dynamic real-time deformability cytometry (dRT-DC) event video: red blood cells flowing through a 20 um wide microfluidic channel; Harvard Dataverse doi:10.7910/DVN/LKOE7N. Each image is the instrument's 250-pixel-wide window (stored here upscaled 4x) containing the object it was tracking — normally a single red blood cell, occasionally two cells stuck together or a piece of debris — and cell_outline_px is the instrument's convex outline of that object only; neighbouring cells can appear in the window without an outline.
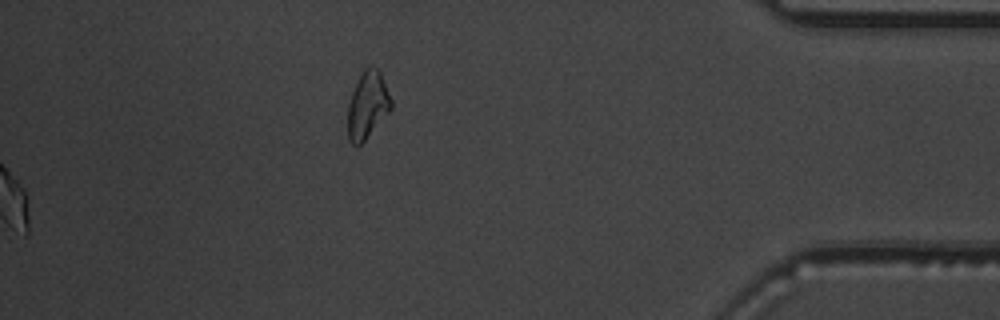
{"species": "common noctule bat (a hibernating species)", "species_latin": "Nyctalus noctula", "temperature_condition": "warm", "stored_images_in_passage": 54, "segment_of_instrument_passage": [2, 2], "camera_frame_rate_fps": 3000, "um_per_image_px": 0.085, "animal": {"sex": "male", "body_mass_g": 19.5, "forearm_length_mm": 54.6}, "frame": {"image": 1, "passage_image": 54, "time_ms": 17.667, "image_size_px": [1000, 320], "cell_outline_px": [[392, 108], [364, 140], [356, 148], [348, 140], [348, 104], [352, 92], [364, 68], [372, 64], [380, 72], [392, 100]], "centroid_in_image_um": [31.23, 8.93], "position_along_channel_um": 404.0, "area_um2": 16.76}}